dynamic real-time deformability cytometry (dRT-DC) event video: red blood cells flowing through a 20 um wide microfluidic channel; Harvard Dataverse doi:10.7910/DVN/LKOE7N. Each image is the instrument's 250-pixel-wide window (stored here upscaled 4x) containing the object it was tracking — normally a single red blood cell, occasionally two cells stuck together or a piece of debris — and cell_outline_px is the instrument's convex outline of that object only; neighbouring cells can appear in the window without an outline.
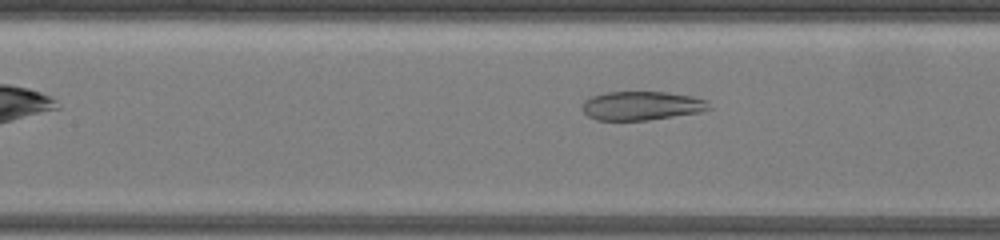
{"species": "common noctule bat (a hibernating species)", "species_latin": "Nyctalus noctula", "temperature_condition": "warm", "stored_images_in_passage": 5, "segment_of_instrument_passage": [2, 2], "camera_frame_rate_fps": 3000, "um_per_image_px": 0.085, "animal": {"sex": "female", "body_mass_g": 19.5, "forearm_length_mm": 54.1}, "frame": {"image": 1, "passage_image": 5, "time_ms": 4.333, "image_size_px": [1000, 240], "cell_outline_px": [[712, 108], [700, 112], [648, 120], [596, 120], [588, 116], [580, 108], [584, 100], [592, 96], [604, 92], [668, 92], [692, 96], [708, 100]], "centroid_in_image_um": [54.54, 8.98], "position_along_channel_um": 152.9, "area_um2": 21.5}}